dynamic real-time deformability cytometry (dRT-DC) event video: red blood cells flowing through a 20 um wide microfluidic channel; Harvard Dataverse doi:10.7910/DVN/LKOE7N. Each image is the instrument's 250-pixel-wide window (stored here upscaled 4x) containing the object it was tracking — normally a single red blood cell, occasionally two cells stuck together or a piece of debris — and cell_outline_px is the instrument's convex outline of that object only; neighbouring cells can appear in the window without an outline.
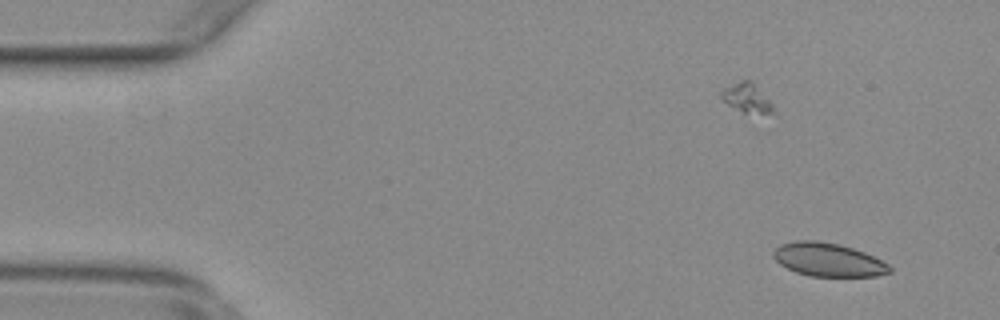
{"species": "common noctule bat (a hibernating species)", "species_latin": "Nyctalus noctula", "temperature_condition": "warm", "stored_images_in_passage": 55, "segment_of_instrument_passage": [1, 2], "camera_frame_rate_fps": 3000, "um_per_image_px": 0.085, "animal": {"sex": "female", "body_mass_g": 29.2, "forearm_length_mm": 56.3}, "frame": {"image": 1, "passage_image": 3, "time_ms": 0.667, "image_size_px": [1000, 320], "cell_outline_px": [[892, 272], [876, 276], [808, 276], [796, 272], [780, 264], [772, 256], [772, 252], [780, 244], [796, 240], [816, 240], [840, 244], [864, 252], [888, 264], [892, 268]], "centroid_in_image_um": [70.38, 22.07], "position_along_channel_um": 14.6, "area_um2": 22.66}}
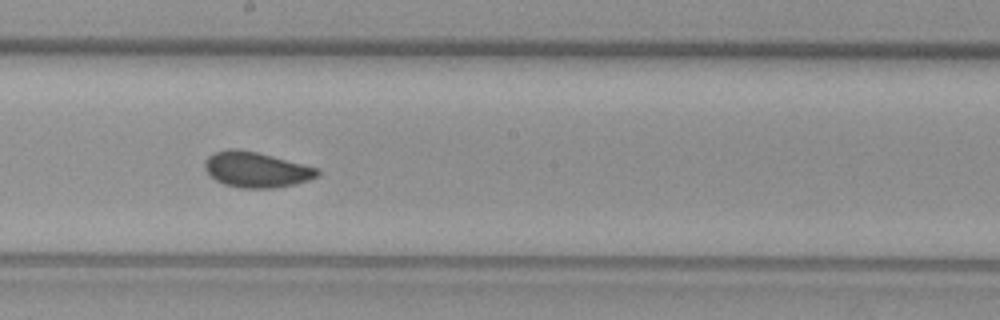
{"frame": {"image": 2, "passage_image": 29, "time_ms": 9.333, "image_size_px": [1000, 320], "cell_outline_px": [[320, 176], [308, 180], [292, 184], [272, 188], [240, 188], [224, 184], [208, 176], [204, 168], [204, 160], [212, 152], [228, 148], [236, 148], [256, 152], [320, 168]], "centroid_in_image_um": [21.74, 14.41], "position_along_channel_um": 226.5, "area_um2": 23.52}}
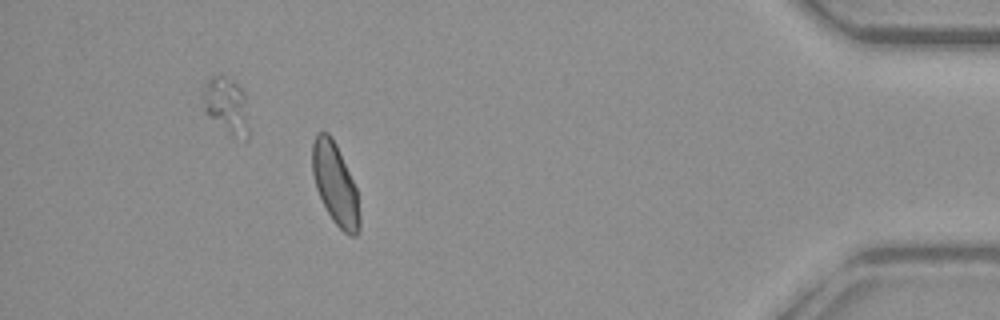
{"frame": {"image": 3, "passage_image": 48, "time_ms": 15.667, "image_size_px": [1000, 320], "cell_outline_px": [[360, 228], [356, 236], [352, 236], [344, 232], [332, 220], [316, 188], [312, 172], [312, 144], [316, 132], [328, 132], [336, 144], [356, 188], [360, 216]], "centroid_in_image_um": [28.49, 15.64], "position_along_channel_um": 406.7, "area_um2": 22.2}}